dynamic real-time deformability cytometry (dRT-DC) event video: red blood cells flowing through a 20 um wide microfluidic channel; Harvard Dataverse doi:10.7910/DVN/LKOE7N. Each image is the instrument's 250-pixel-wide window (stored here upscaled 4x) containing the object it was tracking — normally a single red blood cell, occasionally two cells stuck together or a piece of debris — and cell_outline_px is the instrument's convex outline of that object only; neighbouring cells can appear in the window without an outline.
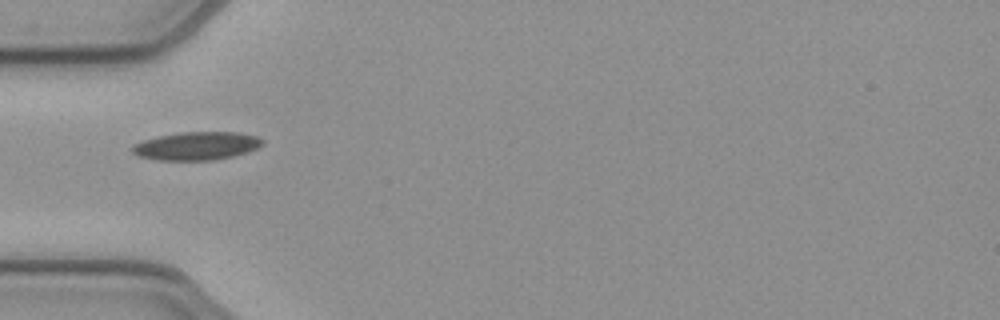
{"species": "common noctule bat (a hibernating species)", "species_latin": "Nyctalus noctula", "temperature_condition": "cold", "stored_images_in_passage": 36, "camera_frame_rate_fps": 3000, "um_per_image_px": 0.085, "animal": {"sex": "female", "body_mass_g": 21.9}, "frame": {"image": 1, "passage_image": 1, "time_ms": 0.0, "image_size_px": [1000, 320], "cell_outline_px": [[264, 144], [248, 152], [216, 160], [156, 160], [140, 156], [132, 152], [132, 148], [136, 144], [144, 140], [160, 136], [180, 132], [236, 132], [256, 136], [264, 140]], "centroid_in_image_um": [16.75, 12.4], "position_along_channel_um": 68.2, "area_um2": 21.21}}
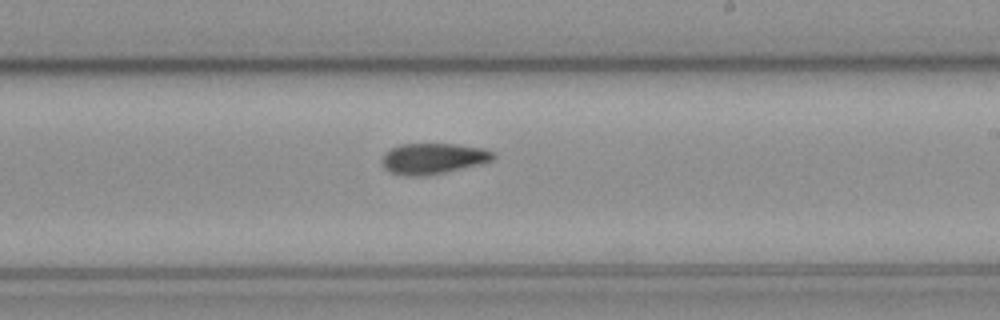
{"frame": {"image": 2, "passage_image": 15, "time_ms": 4.667, "image_size_px": [1000, 320], "cell_outline_px": [[496, 156], [492, 160], [484, 164], [428, 176], [404, 176], [388, 172], [384, 168], [380, 160], [392, 148], [400, 144], [456, 144], [484, 148], [492, 152]], "centroid_in_image_um": [36.83, 13.5], "position_along_channel_um": 252.2, "area_um2": 20.29}}
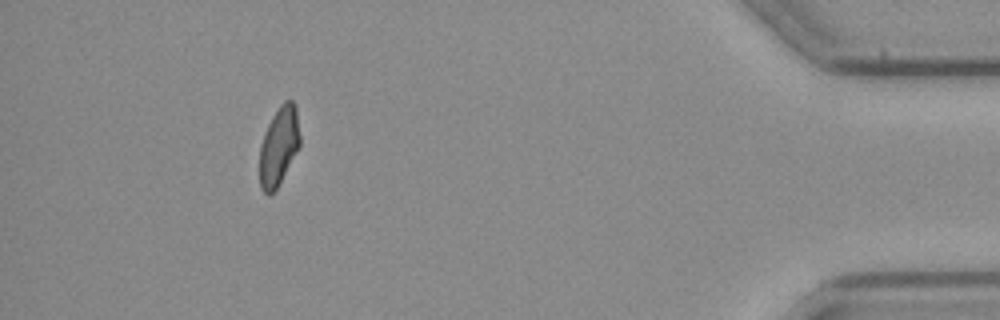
{"frame": {"image": 3, "passage_image": 32, "time_ms": 10.333, "image_size_px": [1000, 320], "cell_outline_px": [[300, 144], [276, 188], [268, 196], [260, 188], [260, 144], [264, 132], [272, 116], [280, 104], [284, 100], [292, 100], [296, 104], [300, 136]], "centroid_in_image_um": [23.69, 12.36], "position_along_channel_um": 411.5, "area_um2": 18.32}}